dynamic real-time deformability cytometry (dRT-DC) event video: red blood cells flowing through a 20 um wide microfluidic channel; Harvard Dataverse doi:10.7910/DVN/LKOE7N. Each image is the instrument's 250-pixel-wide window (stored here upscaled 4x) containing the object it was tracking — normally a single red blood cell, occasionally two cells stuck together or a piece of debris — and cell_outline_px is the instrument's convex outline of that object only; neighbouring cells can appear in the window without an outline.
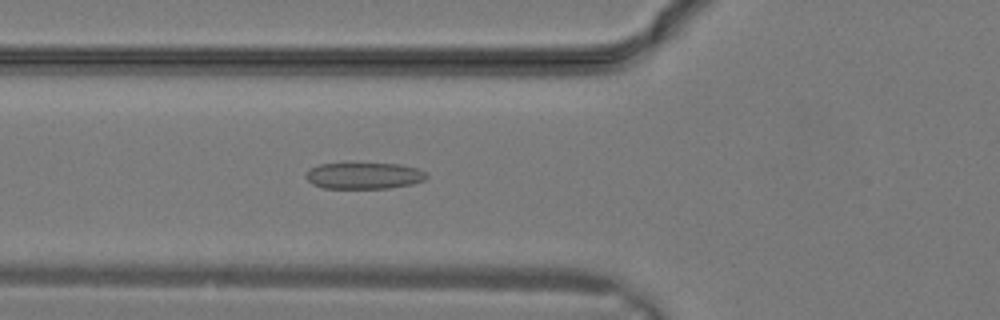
{"species": "common noctule bat (a hibernating species)", "species_latin": "Nyctalus noctula", "temperature_condition": "warm", "stored_images_in_passage": 4, "camera_frame_rate_fps": 3000, "um_per_image_px": 0.085, "animal": {"sex": "male", "body_mass_g": 19.2, "forearm_length_mm": 51.8}, "frame": {"image": 1, "passage_image": 2, "time_ms": 0.333, "image_size_px": [1000, 320], "cell_outline_px": [[428, 176], [424, 180], [412, 184], [388, 188], [324, 188], [312, 184], [304, 176], [312, 168], [320, 164], [400, 164], [416, 168], [424, 172]], "centroid_in_image_um": [30.94, 14.94], "position_along_channel_um": 94.9, "area_um2": 18.26}}
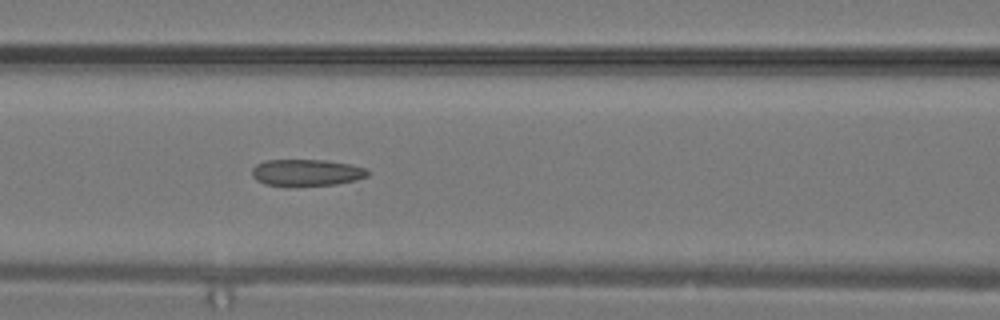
{"frame": {"image": 2, "passage_image": 4, "time_ms": 1.0, "image_size_px": [1000, 320], "cell_outline_px": [[372, 172], [368, 176], [356, 180], [336, 184], [288, 188], [264, 184], [256, 180], [252, 176], [252, 168], [256, 164], [264, 160], [324, 160], [348, 164], [368, 168]], "centroid_in_image_um": [26.04, 14.7], "position_along_channel_um": 140.6, "area_um2": 18.67}}